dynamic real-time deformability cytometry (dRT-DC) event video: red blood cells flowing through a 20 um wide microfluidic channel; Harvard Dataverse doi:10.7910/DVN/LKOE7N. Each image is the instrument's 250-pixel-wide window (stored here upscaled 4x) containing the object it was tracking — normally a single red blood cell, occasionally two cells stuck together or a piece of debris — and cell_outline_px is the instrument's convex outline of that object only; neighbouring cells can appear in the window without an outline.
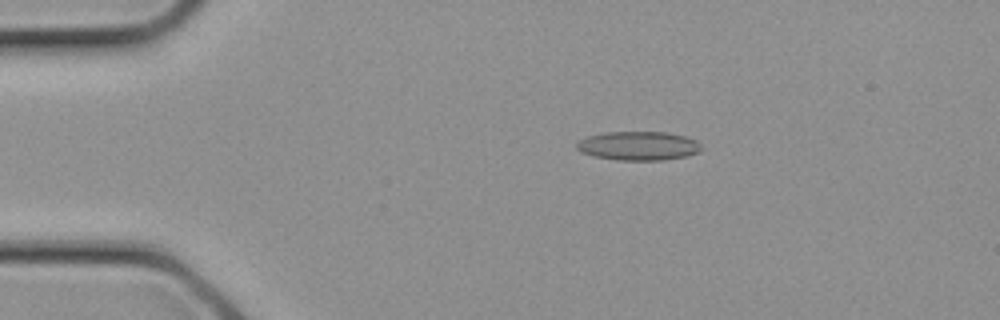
{"species": "common noctule bat (a hibernating species)", "species_latin": "Nyctalus noctula", "temperature_condition": "cold", "stored_images_in_passage": 5, "camera_frame_rate_fps": 3000, "um_per_image_px": 0.085, "animal": {"sex": "female", "body_mass_g": 21.9}, "frame": {"image": 1, "passage_image": 2, "time_ms": 0.333, "image_size_px": [1000, 320], "cell_outline_px": [[704, 148], [700, 152], [684, 156], [664, 160], [616, 160], [596, 156], [580, 152], [576, 148], [576, 140], [588, 136], [604, 132], [668, 132], [688, 136], [696, 140]], "centroid_in_image_um": [54.28, 12.39], "position_along_channel_um": 30.7, "area_um2": 21.27}}